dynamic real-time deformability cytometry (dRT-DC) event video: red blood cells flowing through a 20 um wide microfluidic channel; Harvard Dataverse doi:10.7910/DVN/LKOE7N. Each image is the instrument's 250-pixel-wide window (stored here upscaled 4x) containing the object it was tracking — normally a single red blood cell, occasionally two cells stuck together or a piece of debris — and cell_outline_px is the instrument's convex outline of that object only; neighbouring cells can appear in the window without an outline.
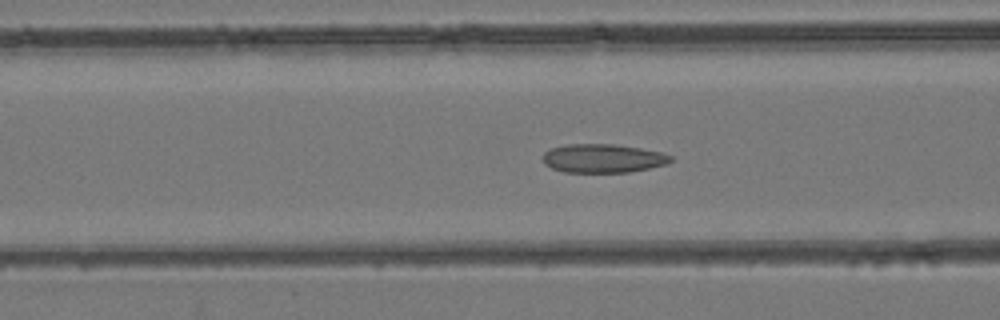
{"species": "common noctule bat (a hibernating species)", "species_latin": "Nyctalus noctula", "temperature_condition": "room temperature", "stored_images_in_passage": 51, "camera_frame_rate_fps": 3000, "um_per_image_px": 0.085, "animal": {"sex": "female", "body_mass_g": 24.6, "forearm_length_mm": 56.2}, "frame": {"image": 1, "passage_image": 20, "time_ms": 6.333, "image_size_px": [1000, 320], "cell_outline_px": [[672, 160], [668, 164], [628, 172], [564, 172], [552, 168], [544, 164], [544, 152], [552, 148], [568, 144], [612, 144], [640, 148], [664, 152], [672, 156]], "centroid_in_image_um": [51.28, 13.46], "position_along_channel_um": 115.3, "area_um2": 21.33}}
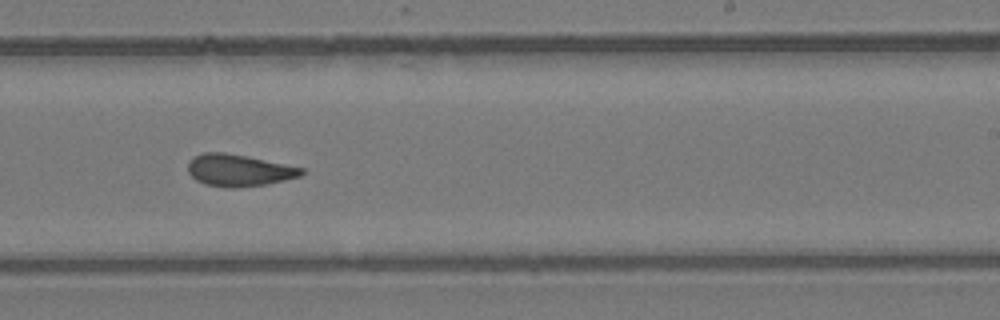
{"frame": {"image": 2, "passage_image": 31, "time_ms": 10.0, "image_size_px": [1000, 320], "cell_outline_px": [[304, 172], [300, 176], [268, 184], [236, 188], [228, 188], [204, 184], [196, 180], [188, 172], [188, 164], [192, 156], [204, 152], [224, 152], [248, 156], [304, 168]], "centroid_in_image_um": [20.28, 14.47], "position_along_channel_um": 268.7, "area_um2": 21.27}}
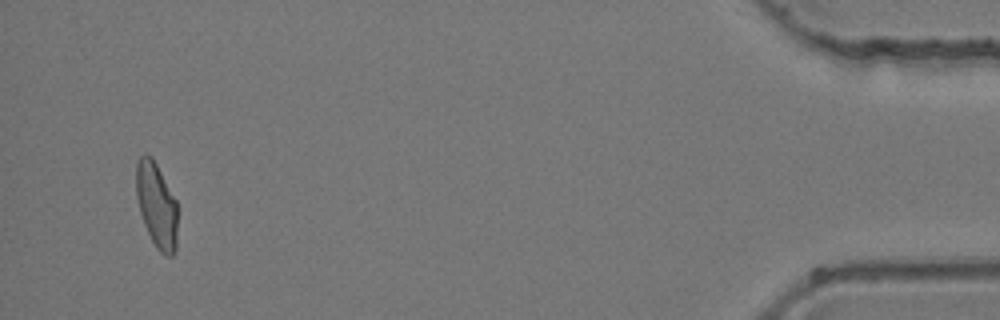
{"frame": {"image": 3, "passage_image": 48, "time_ms": 15.667, "image_size_px": [1000, 320], "cell_outline_px": [[176, 252], [172, 256], [164, 256], [156, 248], [144, 224], [140, 212], [136, 196], [136, 164], [140, 156], [144, 152], [152, 156], [176, 200]], "centroid_in_image_um": [13.29, 17.43], "position_along_channel_um": 421.9, "area_um2": 20.52}}